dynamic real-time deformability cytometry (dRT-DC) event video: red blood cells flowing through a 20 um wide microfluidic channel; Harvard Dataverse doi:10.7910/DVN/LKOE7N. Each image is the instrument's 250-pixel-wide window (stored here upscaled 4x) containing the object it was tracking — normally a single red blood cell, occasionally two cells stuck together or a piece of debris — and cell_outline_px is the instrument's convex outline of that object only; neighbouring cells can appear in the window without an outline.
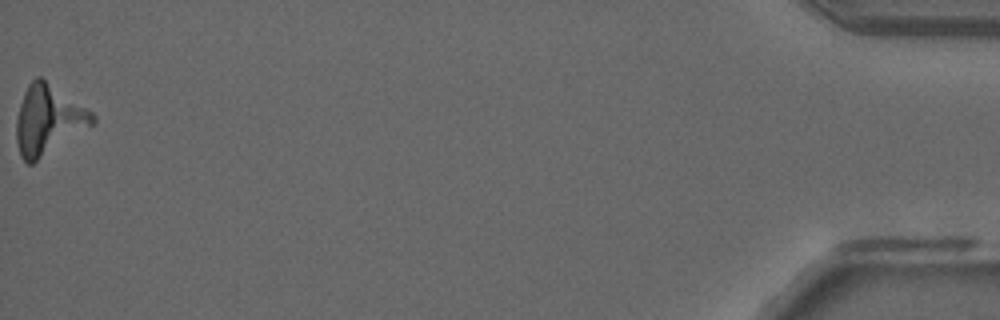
{"species": "common noctule bat (a hibernating species)", "species_latin": "Nyctalus noctula", "temperature_condition": "room temperature", "stored_images_in_passage": 40, "camera_frame_rate_fps": 3000, "um_per_image_px": 0.085, "animal": {"sex": "male", "forearm_length_mm": 52.5}, "frame": {"image": 1, "passage_image": 40, "time_ms": 13.0, "image_size_px": [1000, 320], "cell_outline_px": [[96, 124], [32, 164], [28, 164], [20, 156], [16, 140], [16, 120], [20, 104], [24, 92], [28, 84], [36, 76], [40, 76], [92, 112], [96, 116]], "centroid_in_image_um": [4.1, 10.21], "position_along_channel_um": 431.1, "area_um2": 30.81}}